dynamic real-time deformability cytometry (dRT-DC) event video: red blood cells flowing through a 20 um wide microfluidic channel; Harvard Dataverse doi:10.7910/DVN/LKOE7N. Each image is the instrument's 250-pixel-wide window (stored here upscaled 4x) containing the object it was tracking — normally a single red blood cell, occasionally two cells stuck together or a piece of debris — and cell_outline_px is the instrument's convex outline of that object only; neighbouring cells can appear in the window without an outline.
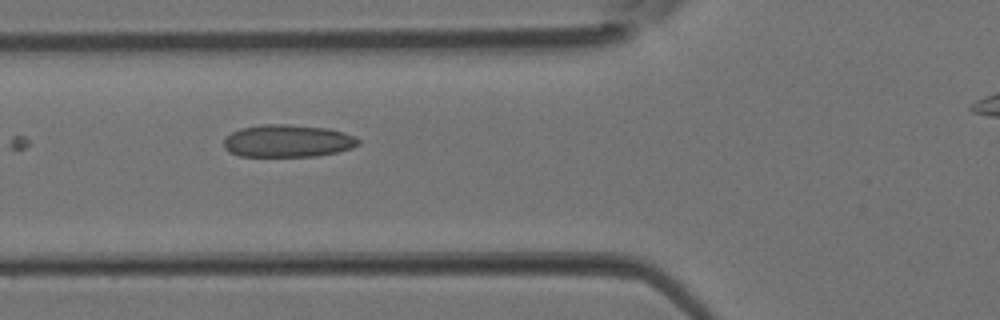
{"species": "Egyptian fruit bat (a non-hibernating species)", "species_latin": "Rousettus aegyptiacus", "temperature_condition": "room temperature", "stored_images_in_passage": 5, "camera_frame_rate_fps": 3000, "um_per_image_px": 0.085, "animal": {"sex": "female"}, "frame": {"image": 1, "passage_image": 5, "time_ms": 1.333, "image_size_px": [1000, 320], "cell_outline_px": [[360, 144], [352, 148], [336, 152], [316, 156], [240, 156], [228, 152], [224, 148], [224, 140], [232, 132], [240, 128], [260, 124], [288, 124], [328, 128], [344, 132], [356, 136], [360, 140]], "centroid_in_image_um": [24.47, 11.97], "position_along_channel_um": 101.3, "area_um2": 25.66}}